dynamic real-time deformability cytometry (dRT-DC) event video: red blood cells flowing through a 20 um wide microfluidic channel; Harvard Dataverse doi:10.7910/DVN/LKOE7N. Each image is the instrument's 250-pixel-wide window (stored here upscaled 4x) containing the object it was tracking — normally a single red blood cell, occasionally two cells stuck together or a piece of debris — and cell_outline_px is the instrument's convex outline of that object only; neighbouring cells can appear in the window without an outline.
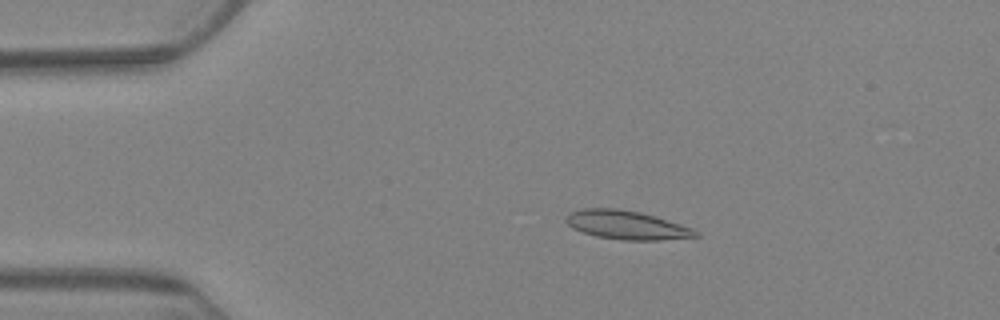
{"species": "Egyptian fruit bat (a non-hibernating species)", "species_latin": "Rousettus aegyptiacus", "temperature_condition": "warm", "stored_images_in_passage": 7, "camera_frame_rate_fps": 3000, "um_per_image_px": 0.085, "animal": {"sex": "female"}, "frame": {"image": 1, "passage_image": 4, "time_ms": 3.333, "image_size_px": [1000, 320], "cell_outline_px": [[700, 236], [660, 240], [620, 240], [596, 236], [580, 232], [572, 228], [564, 220], [572, 212], [580, 208], [620, 208], [640, 212], [680, 224], [692, 228], [700, 232]], "centroid_in_image_um": [53.25, 19.13], "position_along_channel_um": 31.8, "area_um2": 21.73}}
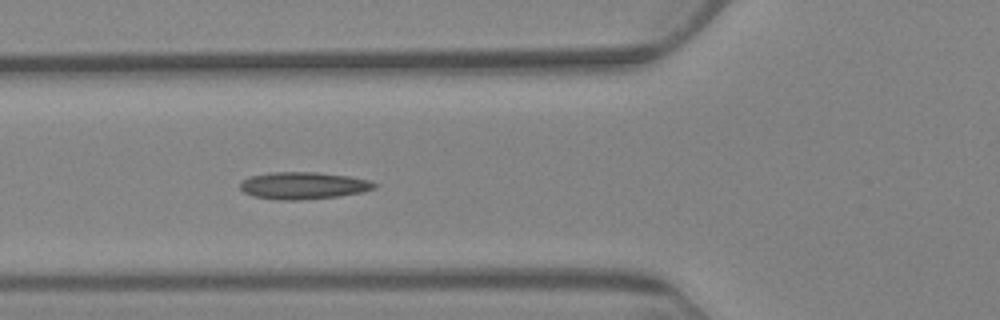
{"frame": {"image": 2, "passage_image": 7, "time_ms": 7.0, "image_size_px": [1000, 320], "cell_outline_px": [[380, 184], [376, 188], [360, 192], [336, 196], [300, 200], [276, 200], [256, 196], [244, 192], [240, 188], [240, 184], [248, 176], [272, 172], [320, 172], [348, 176], [368, 180]], "centroid_in_image_um": [25.79, 15.76], "position_along_channel_um": 100.0, "area_um2": 21.15}}